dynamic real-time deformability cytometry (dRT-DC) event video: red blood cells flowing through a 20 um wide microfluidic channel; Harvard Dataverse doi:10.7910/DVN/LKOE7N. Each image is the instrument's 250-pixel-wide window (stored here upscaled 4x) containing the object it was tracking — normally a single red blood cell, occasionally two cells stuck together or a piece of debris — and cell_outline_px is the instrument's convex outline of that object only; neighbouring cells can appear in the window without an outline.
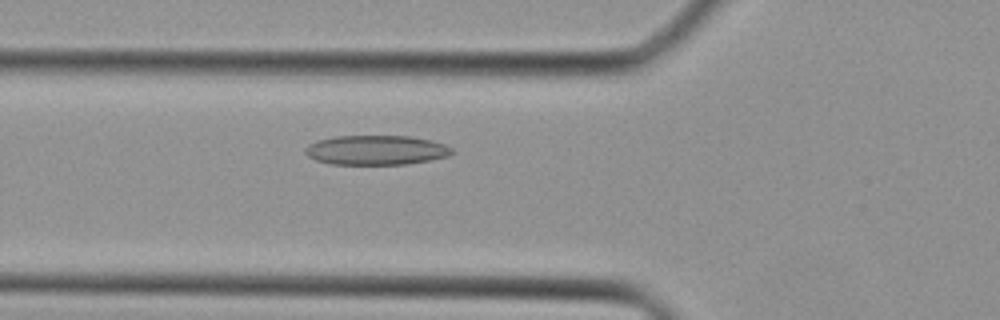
{"species": "Egyptian fruit bat (a non-hibernating species)", "species_latin": "Rousettus aegyptiacus", "temperature_condition": "cold", "stored_images_in_passage": 5, "camera_frame_rate_fps": 3000, "um_per_image_px": 0.085, "animal": {"sex": "female"}, "frame": {"image": 1, "passage_image": 2, "time_ms": 0.333, "image_size_px": [1000, 320], "cell_outline_px": [[456, 152], [448, 156], [408, 164], [332, 164], [316, 160], [308, 156], [304, 152], [304, 148], [308, 144], [316, 140], [336, 136], [408, 136], [432, 140], [444, 144], [452, 148]], "centroid_in_image_um": [31.97, 12.75], "position_along_channel_um": 93.8, "area_um2": 25.37}}
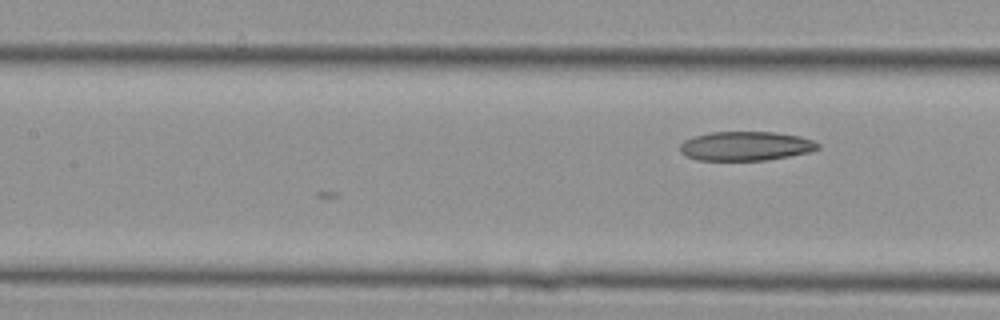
{"frame": {"image": 2, "passage_image": 5, "time_ms": 1.333, "image_size_px": [1000, 320], "cell_outline_px": [[820, 148], [808, 152], [768, 160], [696, 160], [680, 152], [680, 144], [684, 140], [692, 136], [712, 132], [772, 132], [800, 136], [812, 140], [820, 144]], "centroid_in_image_um": [63.37, 12.41], "position_along_channel_um": 144.0, "area_um2": 23.41}}